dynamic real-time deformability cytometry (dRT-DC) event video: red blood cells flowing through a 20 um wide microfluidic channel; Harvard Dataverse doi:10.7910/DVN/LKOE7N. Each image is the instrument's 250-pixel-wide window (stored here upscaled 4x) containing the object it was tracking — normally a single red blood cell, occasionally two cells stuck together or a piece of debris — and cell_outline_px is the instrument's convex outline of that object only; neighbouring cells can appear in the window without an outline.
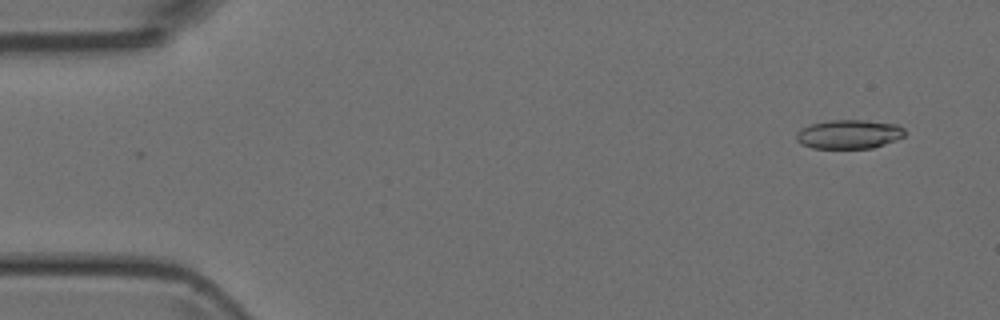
{"species": "Egyptian fruit bat (a non-hibernating species)", "species_latin": "Rousettus aegyptiacus", "temperature_condition": "room temperature", "stored_images_in_passage": 50, "camera_frame_rate_fps": 3000, "um_per_image_px": 0.085, "animal": {"sex": "female"}, "frame": {"image": 1, "passage_image": 4, "time_ms": 1.0, "image_size_px": [1000, 320], "cell_outline_px": [[904, 136], [896, 140], [872, 148], [812, 148], [800, 144], [796, 140], [796, 132], [800, 128], [812, 124], [828, 120], [864, 120], [896, 124], [904, 128]], "centroid_in_image_um": [72.13, 11.41], "position_along_channel_um": 12.9, "area_um2": 18.38}}
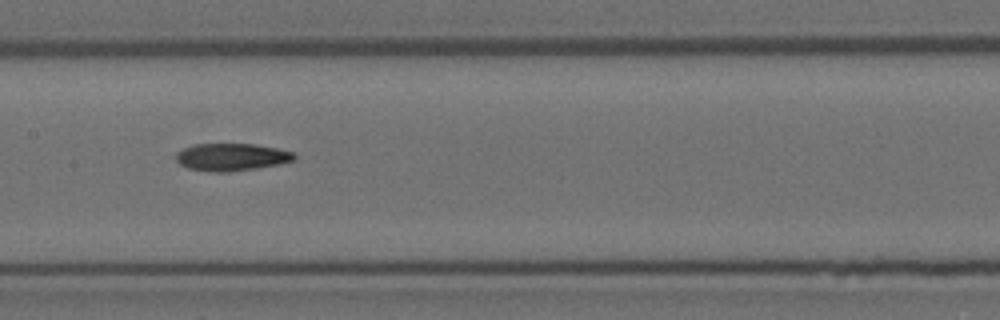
{"frame": {"image": 2, "passage_image": 25, "time_ms": 8.0, "image_size_px": [1000, 320], "cell_outline_px": [[296, 156], [292, 160], [280, 164], [256, 168], [228, 172], [208, 172], [188, 168], [180, 164], [176, 160], [176, 152], [184, 148], [196, 144], [252, 144], [276, 148], [292, 152]], "centroid_in_image_um": [19.64, 13.36], "position_along_channel_um": 187.8, "area_um2": 18.79}}
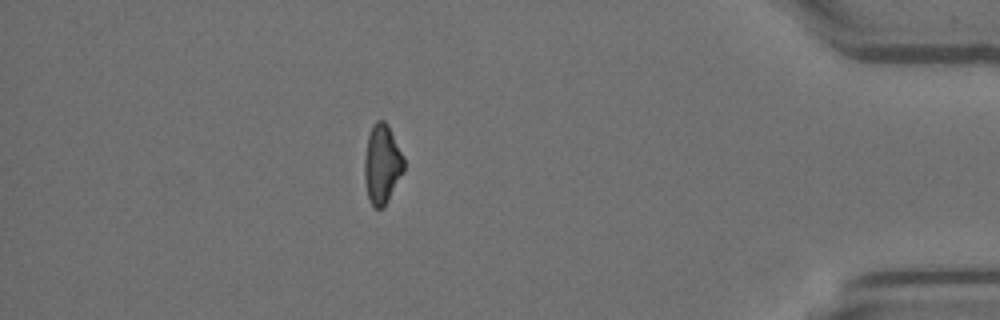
{"frame": {"image": 3, "passage_image": 44, "time_ms": 14.333, "image_size_px": [1000, 320], "cell_outline_px": [[404, 172], [384, 208], [376, 208], [372, 204], [368, 196], [364, 180], [364, 156], [368, 136], [372, 124], [376, 120], [384, 120], [388, 124], [404, 156]], "centroid_in_image_um": [32.48, 13.93], "position_along_channel_um": 402.7, "area_um2": 18.5}}